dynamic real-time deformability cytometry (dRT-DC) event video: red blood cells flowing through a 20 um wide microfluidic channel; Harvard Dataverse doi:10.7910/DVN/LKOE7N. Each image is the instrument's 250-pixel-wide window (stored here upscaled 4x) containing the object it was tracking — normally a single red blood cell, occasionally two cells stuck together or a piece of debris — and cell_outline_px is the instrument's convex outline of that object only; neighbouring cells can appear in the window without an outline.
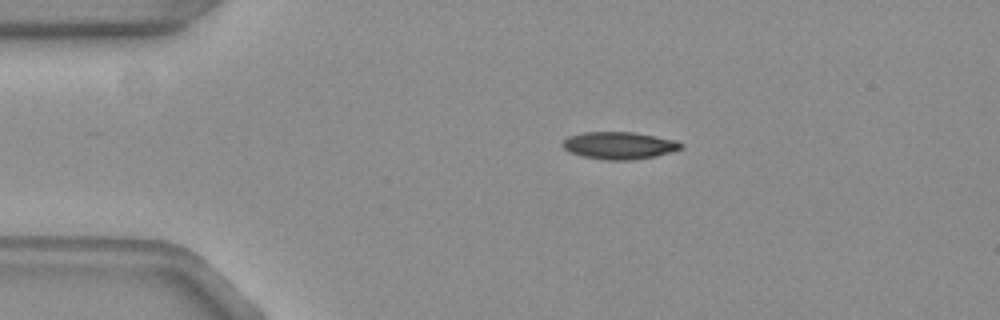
{"species": "common noctule bat (a hibernating species)", "species_latin": "Nyctalus noctula", "temperature_condition": "warm", "stored_images_in_passage": 45, "camera_frame_rate_fps": 3000, "um_per_image_px": 0.085, "animal": {"sex": "female", "body_mass_g": 19.3, "forearm_length_mm": 54.1}, "frame": {"image": 1, "passage_image": 1, "time_ms": 0.0, "image_size_px": [1000, 320], "cell_outline_px": [[684, 148], [656, 156], [632, 160], [608, 160], [584, 156], [572, 152], [564, 148], [564, 140], [568, 136], [584, 132], [632, 132], [676, 140], [684, 144]], "centroid_in_image_um": [52.69, 12.36], "position_along_channel_um": 32.3, "area_um2": 18.61}}
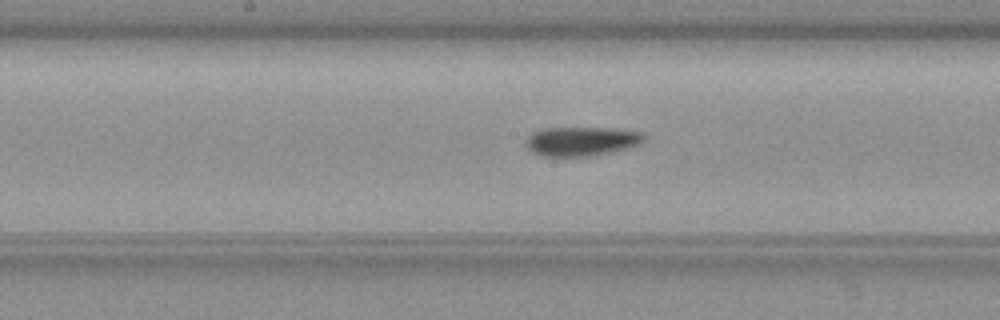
{"frame": {"image": 2, "passage_image": 18, "time_ms": 5.667, "image_size_px": [1000, 320], "cell_outline_px": [[644, 140], [640, 144], [628, 148], [612, 152], [592, 156], [540, 156], [532, 152], [524, 144], [524, 140], [532, 132], [540, 128], [612, 128], [640, 132], [644, 136]], "centroid_in_image_um": [49.37, 12.01], "position_along_channel_um": 198.8, "area_um2": 20.29}}
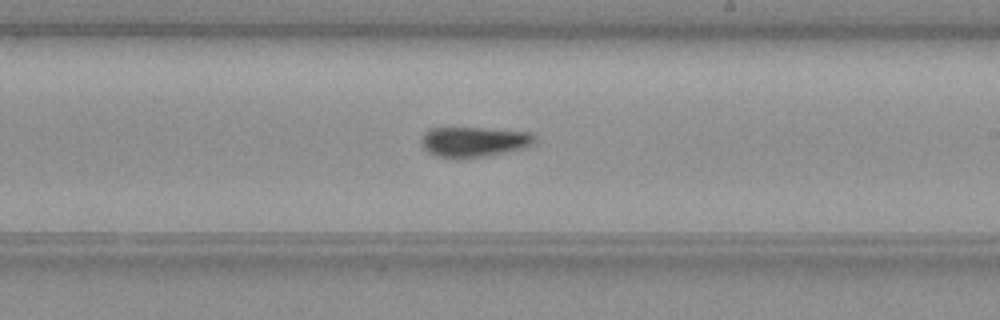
{"frame": {"image": 3, "passage_image": 22, "time_ms": 7.0, "image_size_px": [1000, 320], "cell_outline_px": [[536, 144], [528, 148], [488, 156], [456, 160], [436, 156], [428, 152], [424, 148], [424, 136], [432, 128], [480, 128], [532, 132], [536, 136]], "centroid_in_image_um": [40.41, 12.09], "position_along_channel_um": 248.6, "area_um2": 20.23}, "authors_computed_cell_mechanics": {"area_um2": 19.1896, "velocity_mm_per_s": 3.757, "shape_relaxation_time_tau1_ms": 5.4611, "shape_relaxation_time_tau2_ms": 5.8378, "deformation_change_tau1": 0.1895, "deformation_change_tau2": 0.1371}}